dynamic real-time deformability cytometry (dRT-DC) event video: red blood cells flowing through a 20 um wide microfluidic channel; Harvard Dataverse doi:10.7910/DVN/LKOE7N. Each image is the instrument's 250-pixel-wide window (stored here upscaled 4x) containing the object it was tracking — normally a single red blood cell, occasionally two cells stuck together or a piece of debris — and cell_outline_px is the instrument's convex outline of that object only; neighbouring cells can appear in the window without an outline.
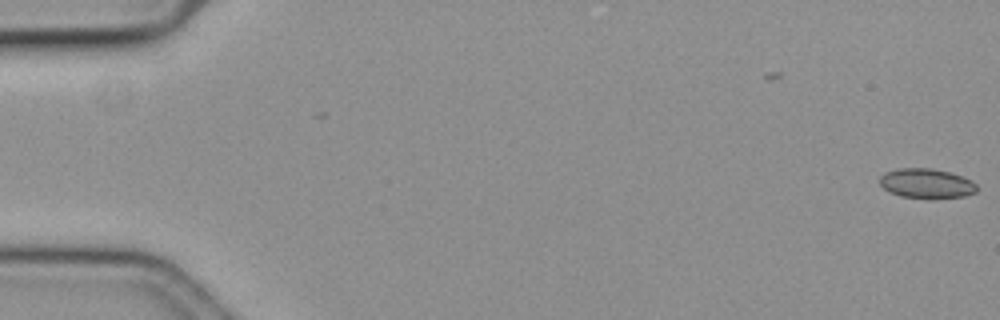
{"species": "common noctule bat (a hibernating species)", "species_latin": "Nyctalus noctula", "temperature_condition": "cold", "stored_images_in_passage": 3, "camera_frame_rate_fps": 3000, "um_per_image_px": 0.085, "animal": {"sex": "female", "body_mass_g": 19.3, "forearm_length_mm": 54.1}, "frame": {"image": 1, "passage_image": 3, "time_ms": 0.667, "image_size_px": [1000, 320], "cell_outline_px": [[976, 192], [964, 196], [900, 196], [884, 188], [880, 184], [880, 176], [884, 172], [900, 168], [928, 168], [948, 172], [972, 180], [976, 184]], "centroid_in_image_um": [78.73, 15.55], "position_along_channel_um": 6.3, "area_um2": 16.01}}